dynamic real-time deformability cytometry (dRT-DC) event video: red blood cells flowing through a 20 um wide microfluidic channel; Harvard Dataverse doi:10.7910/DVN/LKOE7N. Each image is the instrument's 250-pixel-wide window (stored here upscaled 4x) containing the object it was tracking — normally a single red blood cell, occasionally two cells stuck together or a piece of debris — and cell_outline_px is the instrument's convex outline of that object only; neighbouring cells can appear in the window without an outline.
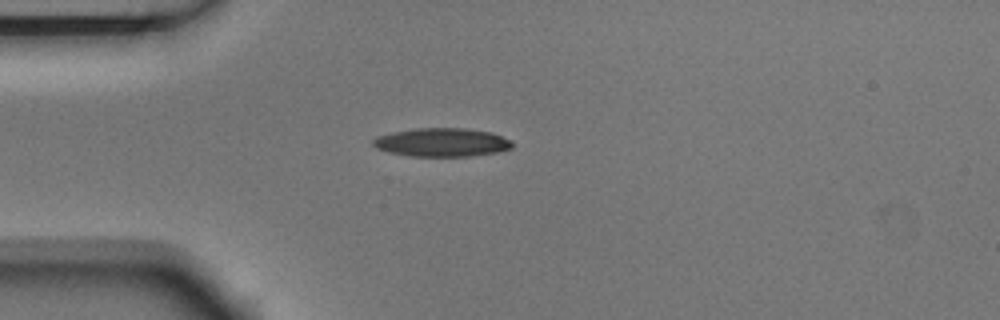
{"species": "Egyptian fruit bat (a non-hibernating species)", "species_latin": "Rousettus aegyptiacus", "temperature_condition": "room temperature", "stored_images_in_passage": 4, "camera_frame_rate_fps": 3000, "um_per_image_px": 0.085, "animal": {"sex": "male"}, "frame": {"image": 1, "passage_image": 4, "time_ms": 1.0, "image_size_px": [1000, 320], "cell_outline_px": [[512, 148], [496, 152], [468, 156], [408, 156], [388, 152], [376, 148], [372, 144], [372, 140], [376, 136], [392, 132], [416, 128], [464, 128], [492, 132], [512, 140]], "centroid_in_image_um": [37.54, 12.09], "position_along_channel_um": 47.5, "area_um2": 23.24}}